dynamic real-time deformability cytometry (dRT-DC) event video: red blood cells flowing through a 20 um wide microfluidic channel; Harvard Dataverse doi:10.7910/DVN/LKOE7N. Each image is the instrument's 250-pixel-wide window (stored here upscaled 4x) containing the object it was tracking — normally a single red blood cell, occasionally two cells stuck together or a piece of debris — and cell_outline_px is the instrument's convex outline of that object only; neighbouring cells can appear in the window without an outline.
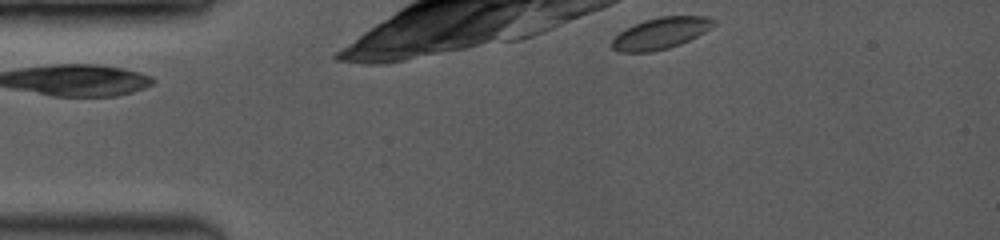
{"species": "common noctule bat (a hibernating species)", "species_latin": "Nyctalus noctula", "temperature_condition": "room temperature", "stored_images_in_passage": 2, "camera_frame_rate_fps": 3500, "um_per_image_px": 0.085, "animal": {"sex": "female", "body_mass_g": 19.0, "forearm_length_mm": 53.3}, "frame": {"image": 1, "passage_image": 1, "time_ms": 0.0, "image_size_px": [1000, 240], "cell_outline_px": [[716, 24], [704, 32], [680, 44], [668, 48], [648, 52], [616, 52], [612, 48], [612, 40], [620, 32], [644, 20], [660, 16], [704, 16], [716, 20]], "centroid_in_image_um": [56.16, 2.82], "position_along_channel_um": 28.8, "area_um2": 18.38}}